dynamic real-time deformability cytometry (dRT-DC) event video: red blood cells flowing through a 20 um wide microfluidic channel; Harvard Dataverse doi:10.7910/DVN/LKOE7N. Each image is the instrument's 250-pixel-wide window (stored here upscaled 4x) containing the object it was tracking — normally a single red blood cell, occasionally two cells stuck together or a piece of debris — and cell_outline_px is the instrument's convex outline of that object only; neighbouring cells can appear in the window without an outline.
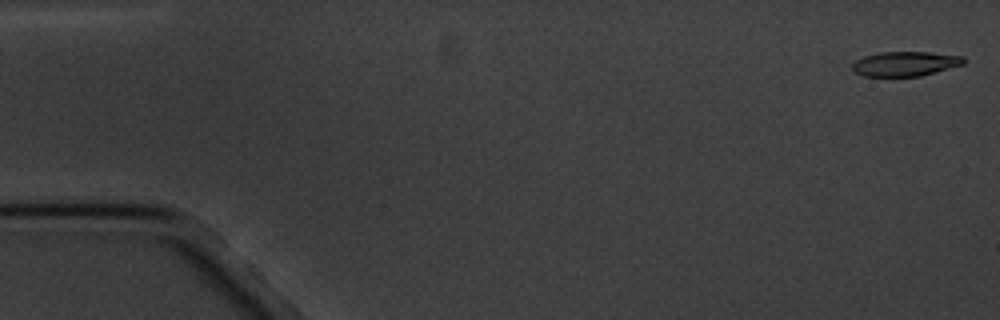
{"species": "common noctule bat (a hibernating species)", "species_latin": "Nyctalus noctula", "temperature_condition": "cold", "stored_images_in_passage": 5, "camera_frame_rate_fps": 3000, "um_per_image_px": 0.085, "animal": {"sex": "male", "body_mass_g": 20.1, "forearm_length_mm": 53.5}, "frame": {"image": 1, "passage_image": 1, "time_ms": 0.0, "image_size_px": [1000, 320], "cell_outline_px": [[964, 64], [920, 76], [864, 76], [852, 72], [852, 64], [856, 60], [864, 56], [880, 52], [928, 52], [964, 56]], "centroid_in_image_um": [76.91, 5.42], "position_along_channel_um": 8.1, "area_um2": 15.95}}
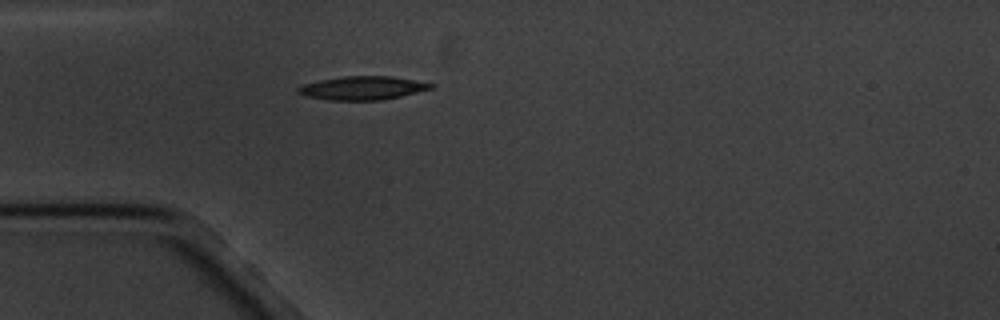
{"frame": {"image": 2, "passage_image": 5, "time_ms": 5.0, "image_size_px": [1000, 320], "cell_outline_px": [[436, 84], [432, 88], [400, 96], [380, 100], [328, 100], [304, 96], [296, 92], [296, 88], [304, 84], [320, 80], [344, 76], [392, 76]], "centroid_in_image_um": [30.77, 7.48], "position_along_channel_um": 54.2, "area_um2": 18.15}}